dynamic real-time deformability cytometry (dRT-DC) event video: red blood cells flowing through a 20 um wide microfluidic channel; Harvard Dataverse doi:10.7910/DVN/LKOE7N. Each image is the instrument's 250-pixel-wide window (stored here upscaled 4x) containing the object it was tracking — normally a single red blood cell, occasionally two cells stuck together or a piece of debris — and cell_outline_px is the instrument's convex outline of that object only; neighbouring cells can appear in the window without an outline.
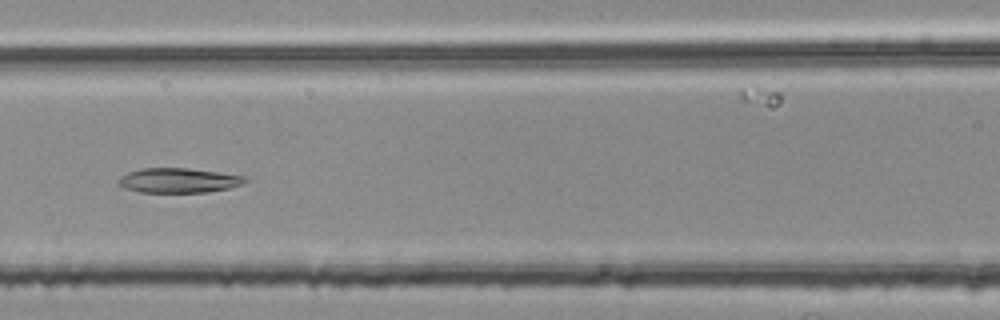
{"species": "common noctule bat (a hibernating species)", "species_latin": "Nyctalus noctula", "temperature_condition": "room temperature", "stored_images_in_passage": 36, "camera_frame_rate_fps": 3000, "um_per_image_px": 0.085, "animal": {"sex": "female", "body_mass_g": 25.1}, "frame": {"image": 1, "passage_image": 17, "time_ms": 5.333, "image_size_px": [1000, 320], "cell_outline_px": [[248, 180], [244, 184], [228, 188], [208, 192], [140, 192], [124, 188], [116, 184], [116, 180], [120, 176], [128, 172], [140, 168], [188, 168], [244, 176]], "centroid_in_image_um": [15.12, 15.33], "position_along_channel_um": 151.5, "area_um2": 18.32}}
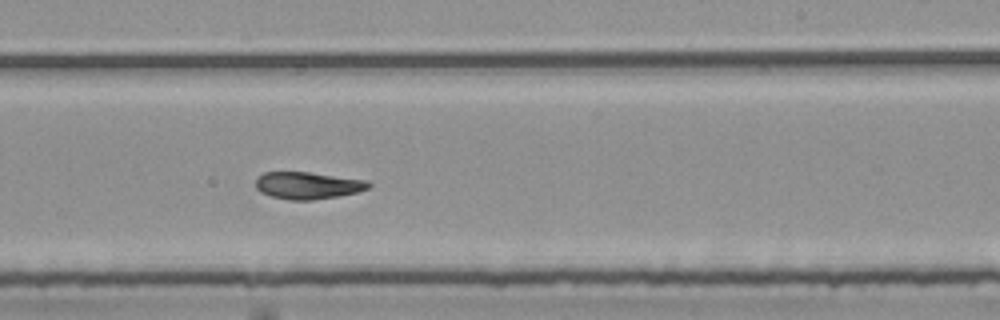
{"frame": {"image": 2, "passage_image": 26, "time_ms": 8.333, "image_size_px": [1000, 320], "cell_outline_px": [[372, 184], [368, 188], [356, 192], [336, 196], [312, 200], [288, 200], [272, 196], [260, 192], [256, 188], [256, 176], [264, 172], [308, 172], [368, 180]], "centroid_in_image_um": [26.13, 15.75], "position_along_channel_um": 262.9, "area_um2": 17.8}}
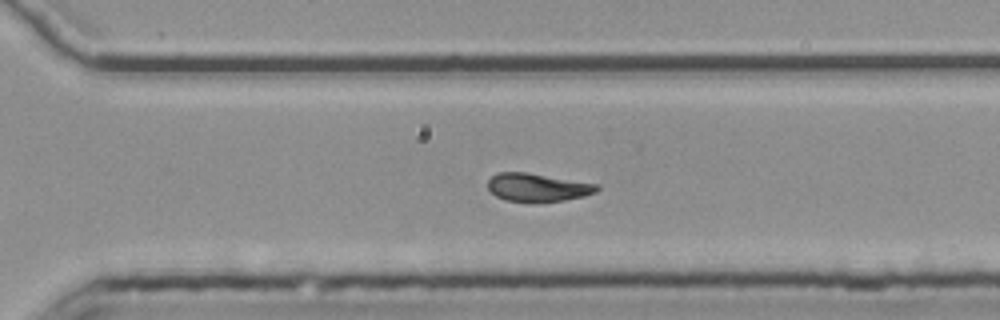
{"frame": {"image": 3, "passage_image": 31, "time_ms": 10.0, "image_size_px": [1000, 320], "cell_outline_px": [[600, 188], [596, 192], [584, 196], [564, 200], [504, 200], [496, 196], [488, 188], [488, 180], [496, 172], [524, 172], [600, 184]], "centroid_in_image_um": [45.71, 15.9], "position_along_channel_um": 324.9, "area_um2": 17.46}, "authors_computed_cell_mechanics": {"area_um2": 18.785, "velocity_mm_per_s": 3.7326, "shape_relaxation_time_tau1_ms": null, "shape_relaxation_time_tau2_ms": 11.1879, "deformation_change_tau1": null, "deformation_change_tau2": 0.1875}}